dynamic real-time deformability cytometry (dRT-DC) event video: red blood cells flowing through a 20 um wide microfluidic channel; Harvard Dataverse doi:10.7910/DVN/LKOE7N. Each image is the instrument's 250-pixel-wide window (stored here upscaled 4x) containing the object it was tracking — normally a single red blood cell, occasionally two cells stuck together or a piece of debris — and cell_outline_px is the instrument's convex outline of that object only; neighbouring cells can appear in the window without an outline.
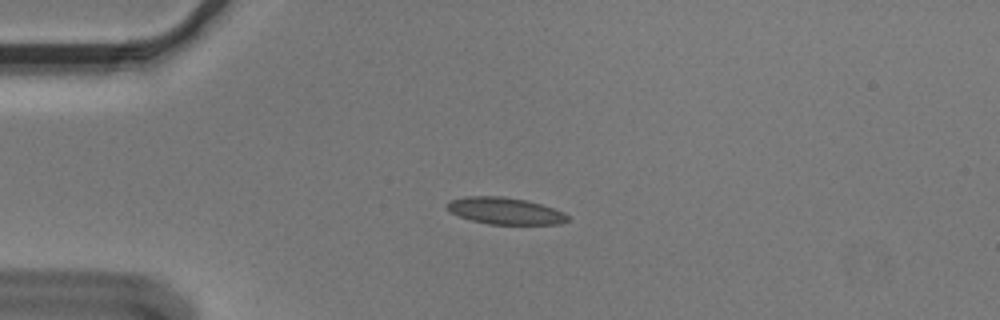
{"species": "Egyptian fruit bat (a non-hibernating species)", "species_latin": "Rousettus aegyptiacus", "temperature_condition": "cold", "stored_images_in_passage": 43, "camera_frame_rate_fps": 3000, "um_per_image_px": 0.085, "animal": {"sex": "male"}, "frame": {"image": 1, "passage_image": 1, "time_ms": 0.0, "image_size_px": [1000, 320], "cell_outline_px": [[568, 220], [560, 224], [488, 224], [472, 220], [460, 216], [452, 212], [444, 204], [452, 200], [464, 196], [504, 196], [524, 200], [540, 204], [564, 212], [568, 216]], "centroid_in_image_um": [42.92, 17.92], "position_along_channel_um": 42.1, "area_um2": 18.61}}
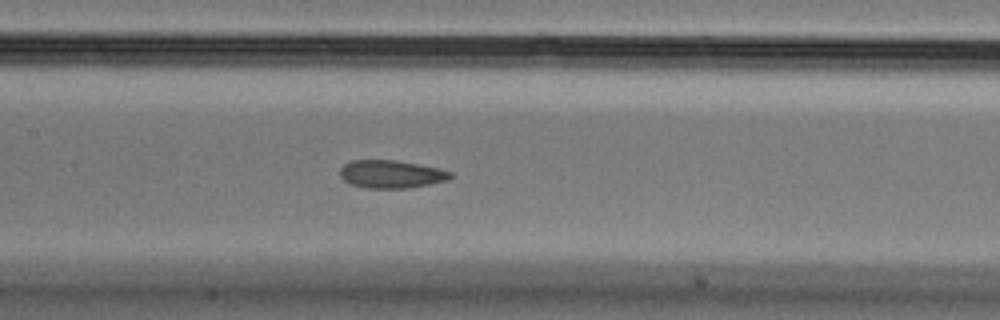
{"frame": {"image": 2, "passage_image": 14, "time_ms": 4.333, "image_size_px": [1000, 320], "cell_outline_px": [[452, 176], [448, 180], [408, 188], [364, 188], [348, 184], [340, 176], [340, 168], [344, 164], [352, 160], [396, 160], [440, 168], [452, 172]], "centroid_in_image_um": [33.23, 14.8], "position_along_channel_um": 174.2, "area_um2": 18.09}}
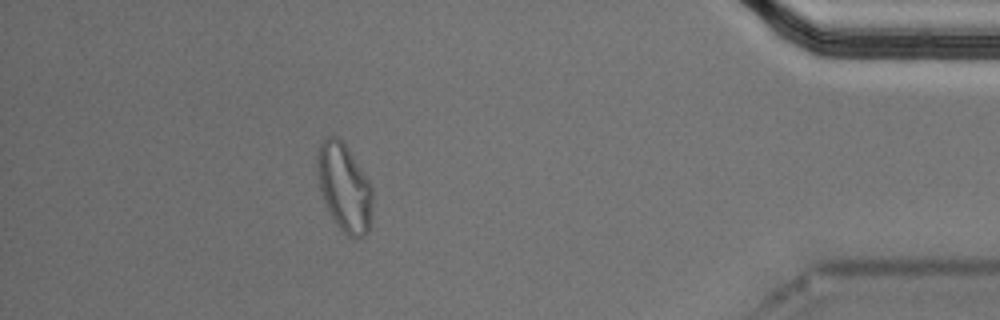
{"frame": {"image": 3, "passage_image": 37, "time_ms": 12.0, "image_size_px": [1000, 320], "cell_outline_px": [[372, 204], [368, 232], [364, 236], [348, 236], [340, 228], [332, 216], [324, 200], [320, 188], [316, 164], [316, 160], [320, 144], [324, 136], [336, 136], [344, 144], [368, 180], [372, 188]], "centroid_in_image_um": [29.25, 15.91], "position_along_channel_um": 405.9, "area_um2": 27.57}, "authors_computed_cell_mechanics": {"area_um2": 19.074, "velocity_mm_per_s": 3.6118, "shape_relaxation_time_tau1_ms": null, "shape_relaxation_time_tau2_ms": 2.1539, "deformation_change_tau1": null, "deformation_change_tau2": 0.0704}}